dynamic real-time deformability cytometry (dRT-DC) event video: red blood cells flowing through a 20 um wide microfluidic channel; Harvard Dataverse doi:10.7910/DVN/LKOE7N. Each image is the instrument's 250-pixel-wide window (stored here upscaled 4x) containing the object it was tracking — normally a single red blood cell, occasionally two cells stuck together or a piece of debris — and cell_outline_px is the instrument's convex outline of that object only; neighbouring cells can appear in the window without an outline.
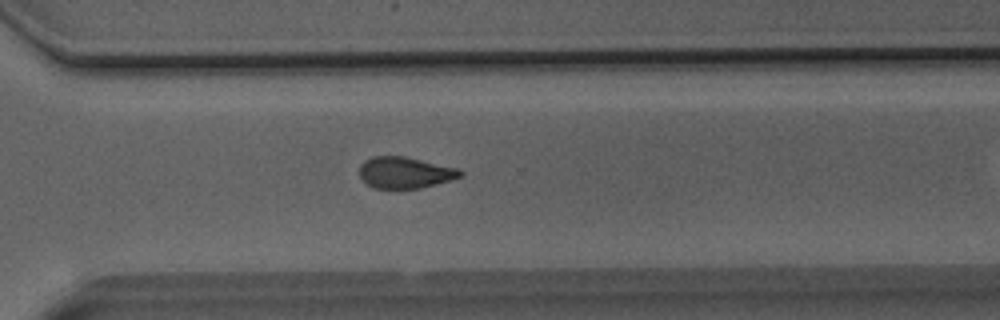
{"species": "Egyptian fruit bat (a non-hibernating species)", "species_latin": "Rousettus aegyptiacus", "temperature_condition": "room temperature", "stored_images_in_passage": 24, "camera_frame_rate_fps": 3000, "um_per_image_px": 0.085, "animal": {"sex": "male"}, "frame": {"image": 1, "passage_image": 21, "time_ms": 6.667, "image_size_px": [1000, 320], "cell_outline_px": [[464, 176], [452, 180], [420, 188], [372, 188], [360, 176], [360, 164], [364, 160], [372, 156], [404, 156], [460, 168], [464, 172]], "centroid_in_image_um": [34.47, 14.66], "position_along_channel_um": 336.1, "area_um2": 18.61}}